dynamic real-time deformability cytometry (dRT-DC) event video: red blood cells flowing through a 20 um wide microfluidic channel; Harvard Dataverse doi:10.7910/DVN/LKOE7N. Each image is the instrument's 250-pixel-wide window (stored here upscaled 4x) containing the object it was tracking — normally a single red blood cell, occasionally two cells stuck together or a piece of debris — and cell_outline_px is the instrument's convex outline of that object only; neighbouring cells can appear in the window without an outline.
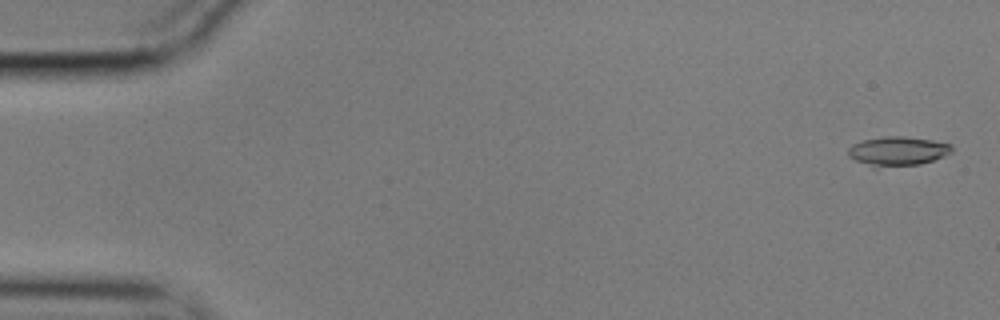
{"species": "common noctule bat (a hibernating species)", "species_latin": "Nyctalus noctula", "temperature_condition": "cold", "stored_images_in_passage": 56, "camera_frame_rate_fps": 3000, "um_per_image_px": 0.085, "animal": {"sex": "male", "body_mass_g": 17.9}, "frame": {"image": 1, "passage_image": 2, "time_ms": 0.333, "image_size_px": [1000, 320], "cell_outline_px": [[952, 152], [944, 156], [920, 164], [876, 168], [872, 168], [848, 156], [848, 148], [852, 144], [864, 140], [884, 136], [900, 136], [932, 140], [952, 144]], "centroid_in_image_um": [76.28, 12.86], "position_along_channel_um": 8.7, "area_um2": 17.74}}
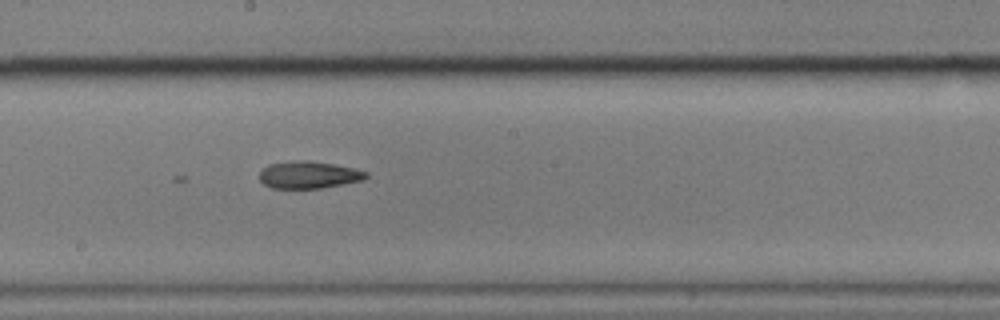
{"frame": {"image": 2, "passage_image": 31, "time_ms": 10.0, "image_size_px": [1000, 320], "cell_outline_px": [[368, 176], [364, 180], [344, 184], [320, 188], [272, 188], [264, 184], [260, 180], [260, 172], [268, 164], [300, 160], [308, 160], [356, 168], [368, 172]], "centroid_in_image_um": [26.28, 14.86], "position_along_channel_um": 221.9, "area_um2": 16.88}}
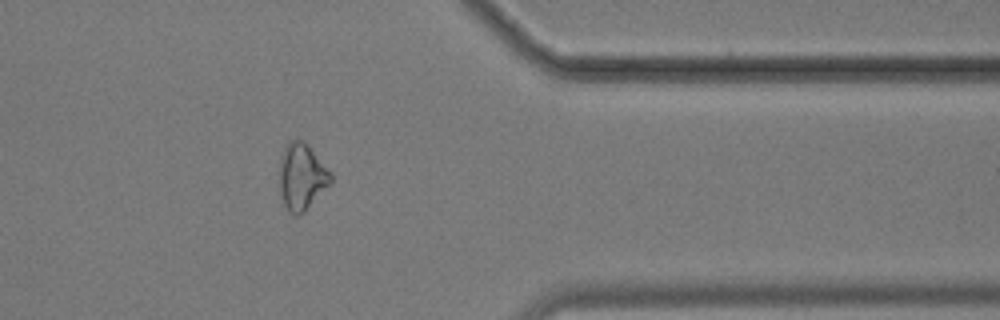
{"frame": {"image": 3, "passage_image": 46, "time_ms": 15.0, "image_size_px": [1000, 320], "cell_outline_px": [[332, 184], [300, 216], [296, 216], [288, 212], [284, 204], [280, 192], [280, 156], [284, 148], [292, 140], [304, 140], [308, 144], [332, 172]], "centroid_in_image_um": [25.68, 15.04], "position_along_channel_um": 385.7, "area_um2": 20.23}}